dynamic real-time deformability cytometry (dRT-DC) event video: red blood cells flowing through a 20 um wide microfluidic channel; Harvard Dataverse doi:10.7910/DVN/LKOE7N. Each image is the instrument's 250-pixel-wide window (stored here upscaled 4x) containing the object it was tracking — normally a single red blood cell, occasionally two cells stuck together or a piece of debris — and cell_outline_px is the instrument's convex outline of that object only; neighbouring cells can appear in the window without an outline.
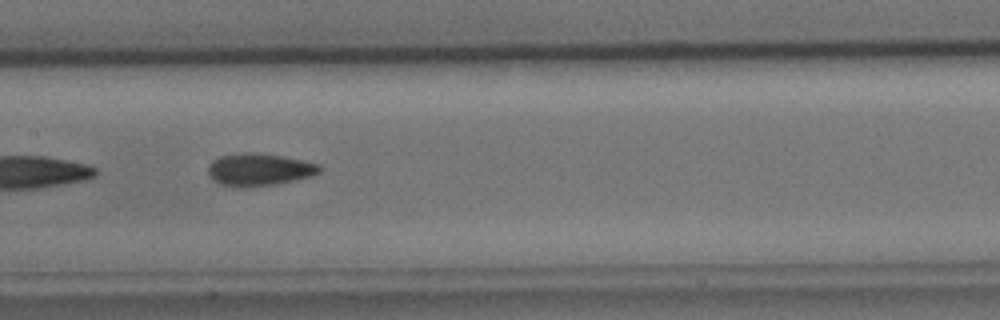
{"species": "common noctule bat (a hibernating species)", "species_latin": "Nyctalus noctula", "temperature_condition": "cold", "stored_images_in_passage": 13, "camera_frame_rate_fps": 3000, "um_per_image_px": 0.085, "animal": {"sex": "male", "body_mass_g": 15.6}, "frame": {"image": 1, "passage_image": 8, "time_ms": 8.0, "image_size_px": [1000, 320], "cell_outline_px": [[320, 172], [312, 176], [276, 184], [244, 188], [240, 188], [220, 184], [212, 180], [208, 172], [208, 168], [212, 160], [220, 156], [280, 156], [320, 164]], "centroid_in_image_um": [22.03, 14.49], "position_along_channel_um": 185.4, "area_um2": 20.06}}
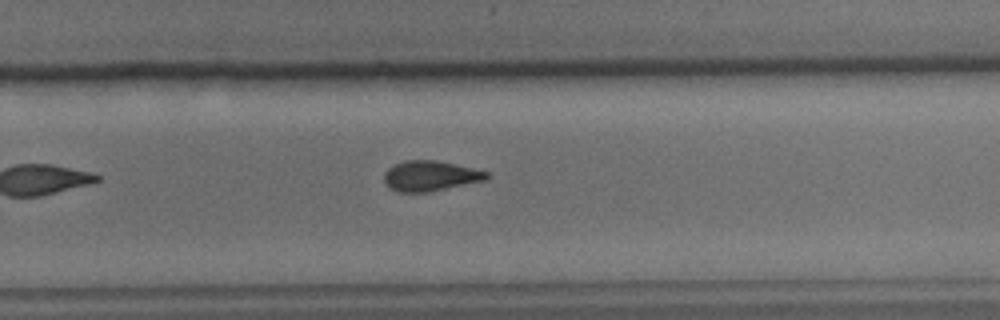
{"frame": {"image": 2, "passage_image": 13, "time_ms": 14.667, "image_size_px": [1000, 320], "cell_outline_px": [[488, 180], [424, 192], [396, 192], [388, 188], [384, 180], [384, 172], [392, 164], [404, 160], [436, 160], [472, 168], [488, 172]], "centroid_in_image_um": [36.52, 14.94], "position_along_channel_um": 293.3, "area_um2": 18.09}}